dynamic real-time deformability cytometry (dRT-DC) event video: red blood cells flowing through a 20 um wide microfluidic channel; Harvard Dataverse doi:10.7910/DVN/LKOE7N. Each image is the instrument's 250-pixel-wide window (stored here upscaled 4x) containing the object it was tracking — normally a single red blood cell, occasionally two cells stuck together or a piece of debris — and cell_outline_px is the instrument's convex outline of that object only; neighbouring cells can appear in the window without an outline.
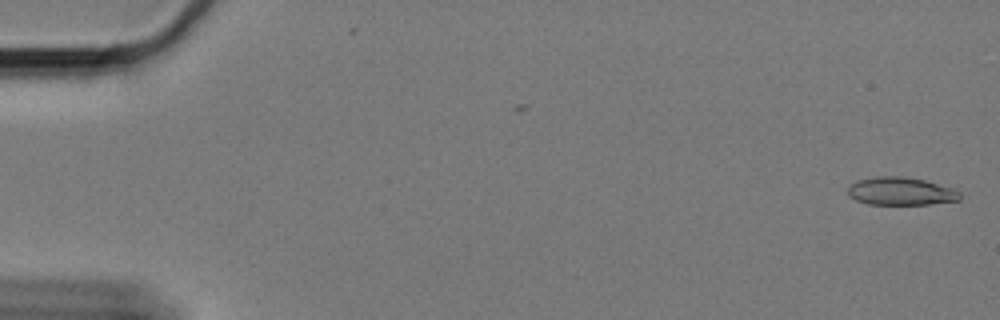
{"species": "Egyptian fruit bat (a non-hibernating species)", "species_latin": "Rousettus aegyptiacus", "temperature_condition": "cold", "stored_images_in_passage": 60, "camera_frame_rate_fps": 3000, "um_per_image_px": 0.085, "animal": {"sex": "female"}, "frame": {"image": 1, "passage_image": 2, "time_ms": 0.333, "image_size_px": [1000, 320], "cell_outline_px": [[960, 200], [928, 204], [868, 204], [856, 200], [848, 196], [848, 188], [856, 180], [872, 176], [904, 176], [924, 180], [952, 188], [960, 192]], "centroid_in_image_um": [76.53, 16.25], "position_along_channel_um": 8.5, "area_um2": 18.26}}
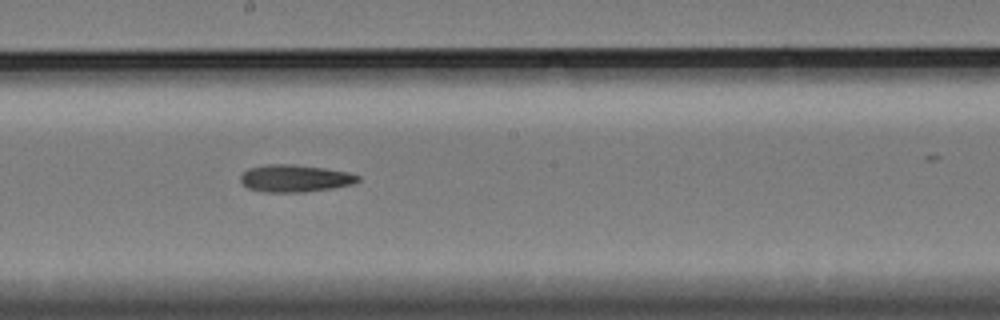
{"frame": {"image": 2, "passage_image": 34, "time_ms": 11.0, "image_size_px": [1000, 320], "cell_outline_px": [[360, 180], [352, 184], [332, 188], [304, 192], [264, 192], [248, 188], [240, 180], [240, 176], [248, 168], [268, 164], [292, 164], [324, 168], [348, 172], [360, 176]], "centroid_in_image_um": [25.07, 15.16], "position_along_channel_um": 223.1, "area_um2": 18.61}}
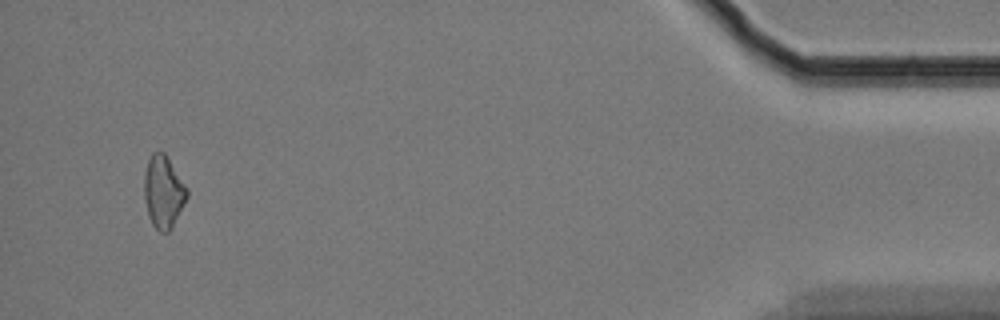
{"frame": {"image": 3, "passage_image": 58, "time_ms": 19.0, "image_size_px": [1000, 320], "cell_outline_px": [[188, 196], [172, 228], [168, 232], [160, 232], [152, 224], [148, 216], [144, 196], [144, 172], [148, 160], [152, 152], [164, 152], [188, 188]], "centroid_in_image_um": [13.89, 16.31], "position_along_channel_um": 421.3, "area_um2": 18.09}}